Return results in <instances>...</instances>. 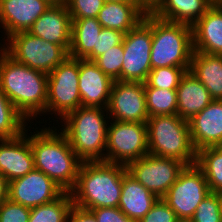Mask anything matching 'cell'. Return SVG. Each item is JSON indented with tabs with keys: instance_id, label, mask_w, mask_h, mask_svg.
<instances>
[{
	"instance_id": "35",
	"label": "cell",
	"mask_w": 222,
	"mask_h": 222,
	"mask_svg": "<svg viewBox=\"0 0 222 222\" xmlns=\"http://www.w3.org/2000/svg\"><path fill=\"white\" fill-rule=\"evenodd\" d=\"M105 0H67L66 6L71 19L97 18Z\"/></svg>"
},
{
	"instance_id": "42",
	"label": "cell",
	"mask_w": 222,
	"mask_h": 222,
	"mask_svg": "<svg viewBox=\"0 0 222 222\" xmlns=\"http://www.w3.org/2000/svg\"><path fill=\"white\" fill-rule=\"evenodd\" d=\"M48 1L51 5H62L66 4L67 0H45Z\"/></svg>"
},
{
	"instance_id": "41",
	"label": "cell",
	"mask_w": 222,
	"mask_h": 222,
	"mask_svg": "<svg viewBox=\"0 0 222 222\" xmlns=\"http://www.w3.org/2000/svg\"><path fill=\"white\" fill-rule=\"evenodd\" d=\"M9 182L0 174V204L8 199Z\"/></svg>"
},
{
	"instance_id": "30",
	"label": "cell",
	"mask_w": 222,
	"mask_h": 222,
	"mask_svg": "<svg viewBox=\"0 0 222 222\" xmlns=\"http://www.w3.org/2000/svg\"><path fill=\"white\" fill-rule=\"evenodd\" d=\"M26 125H28L27 120L16 110L0 88V139L19 136L27 128Z\"/></svg>"
},
{
	"instance_id": "43",
	"label": "cell",
	"mask_w": 222,
	"mask_h": 222,
	"mask_svg": "<svg viewBox=\"0 0 222 222\" xmlns=\"http://www.w3.org/2000/svg\"><path fill=\"white\" fill-rule=\"evenodd\" d=\"M105 2L137 3L136 0H105Z\"/></svg>"
},
{
	"instance_id": "40",
	"label": "cell",
	"mask_w": 222,
	"mask_h": 222,
	"mask_svg": "<svg viewBox=\"0 0 222 222\" xmlns=\"http://www.w3.org/2000/svg\"><path fill=\"white\" fill-rule=\"evenodd\" d=\"M138 8L145 14H154L165 0H136Z\"/></svg>"
},
{
	"instance_id": "15",
	"label": "cell",
	"mask_w": 222,
	"mask_h": 222,
	"mask_svg": "<svg viewBox=\"0 0 222 222\" xmlns=\"http://www.w3.org/2000/svg\"><path fill=\"white\" fill-rule=\"evenodd\" d=\"M29 129L11 139H0V174L8 181L23 177L34 169ZM27 133V134H26Z\"/></svg>"
},
{
	"instance_id": "11",
	"label": "cell",
	"mask_w": 222,
	"mask_h": 222,
	"mask_svg": "<svg viewBox=\"0 0 222 222\" xmlns=\"http://www.w3.org/2000/svg\"><path fill=\"white\" fill-rule=\"evenodd\" d=\"M211 193L202 170L187 165L162 198L178 218H192L203 199Z\"/></svg>"
},
{
	"instance_id": "13",
	"label": "cell",
	"mask_w": 222,
	"mask_h": 222,
	"mask_svg": "<svg viewBox=\"0 0 222 222\" xmlns=\"http://www.w3.org/2000/svg\"><path fill=\"white\" fill-rule=\"evenodd\" d=\"M107 111L111 120L146 123L144 82L114 81Z\"/></svg>"
},
{
	"instance_id": "9",
	"label": "cell",
	"mask_w": 222,
	"mask_h": 222,
	"mask_svg": "<svg viewBox=\"0 0 222 222\" xmlns=\"http://www.w3.org/2000/svg\"><path fill=\"white\" fill-rule=\"evenodd\" d=\"M111 122L107 127L106 162L127 166L149 153L146 123Z\"/></svg>"
},
{
	"instance_id": "31",
	"label": "cell",
	"mask_w": 222,
	"mask_h": 222,
	"mask_svg": "<svg viewBox=\"0 0 222 222\" xmlns=\"http://www.w3.org/2000/svg\"><path fill=\"white\" fill-rule=\"evenodd\" d=\"M190 68L159 67L152 69L145 83L159 89L177 90L182 77Z\"/></svg>"
},
{
	"instance_id": "4",
	"label": "cell",
	"mask_w": 222,
	"mask_h": 222,
	"mask_svg": "<svg viewBox=\"0 0 222 222\" xmlns=\"http://www.w3.org/2000/svg\"><path fill=\"white\" fill-rule=\"evenodd\" d=\"M108 116L107 109L81 106L60 121L61 132L82 162H106Z\"/></svg>"
},
{
	"instance_id": "12",
	"label": "cell",
	"mask_w": 222,
	"mask_h": 222,
	"mask_svg": "<svg viewBox=\"0 0 222 222\" xmlns=\"http://www.w3.org/2000/svg\"><path fill=\"white\" fill-rule=\"evenodd\" d=\"M185 166L177 159L148 153L146 156L130 162L126 168L127 172L146 189L158 198H163Z\"/></svg>"
},
{
	"instance_id": "8",
	"label": "cell",
	"mask_w": 222,
	"mask_h": 222,
	"mask_svg": "<svg viewBox=\"0 0 222 222\" xmlns=\"http://www.w3.org/2000/svg\"><path fill=\"white\" fill-rule=\"evenodd\" d=\"M78 84L79 59L68 56L48 74L46 114L55 113L56 119L62 120L67 114L81 107Z\"/></svg>"
},
{
	"instance_id": "14",
	"label": "cell",
	"mask_w": 222,
	"mask_h": 222,
	"mask_svg": "<svg viewBox=\"0 0 222 222\" xmlns=\"http://www.w3.org/2000/svg\"><path fill=\"white\" fill-rule=\"evenodd\" d=\"M65 191L38 169L9 182L8 198L33 208L54 201Z\"/></svg>"
},
{
	"instance_id": "34",
	"label": "cell",
	"mask_w": 222,
	"mask_h": 222,
	"mask_svg": "<svg viewBox=\"0 0 222 222\" xmlns=\"http://www.w3.org/2000/svg\"><path fill=\"white\" fill-rule=\"evenodd\" d=\"M124 35L120 31L103 27L99 36H97L96 47L93 48L92 52L85 59L95 61L112 47L121 44Z\"/></svg>"
},
{
	"instance_id": "36",
	"label": "cell",
	"mask_w": 222,
	"mask_h": 222,
	"mask_svg": "<svg viewBox=\"0 0 222 222\" xmlns=\"http://www.w3.org/2000/svg\"><path fill=\"white\" fill-rule=\"evenodd\" d=\"M30 210L8 198L0 204V222H29Z\"/></svg>"
},
{
	"instance_id": "5",
	"label": "cell",
	"mask_w": 222,
	"mask_h": 222,
	"mask_svg": "<svg viewBox=\"0 0 222 222\" xmlns=\"http://www.w3.org/2000/svg\"><path fill=\"white\" fill-rule=\"evenodd\" d=\"M148 151L150 154L177 159L186 166L196 163V150L191 137L189 121L175 115L149 117L147 122Z\"/></svg>"
},
{
	"instance_id": "25",
	"label": "cell",
	"mask_w": 222,
	"mask_h": 222,
	"mask_svg": "<svg viewBox=\"0 0 222 222\" xmlns=\"http://www.w3.org/2000/svg\"><path fill=\"white\" fill-rule=\"evenodd\" d=\"M211 6L209 0H165L153 15L192 27Z\"/></svg>"
},
{
	"instance_id": "19",
	"label": "cell",
	"mask_w": 222,
	"mask_h": 222,
	"mask_svg": "<svg viewBox=\"0 0 222 222\" xmlns=\"http://www.w3.org/2000/svg\"><path fill=\"white\" fill-rule=\"evenodd\" d=\"M191 142L196 150L222 146V100H213L189 121Z\"/></svg>"
},
{
	"instance_id": "33",
	"label": "cell",
	"mask_w": 222,
	"mask_h": 222,
	"mask_svg": "<svg viewBox=\"0 0 222 222\" xmlns=\"http://www.w3.org/2000/svg\"><path fill=\"white\" fill-rule=\"evenodd\" d=\"M193 222H222V196L211 192L201 201L193 217Z\"/></svg>"
},
{
	"instance_id": "45",
	"label": "cell",
	"mask_w": 222,
	"mask_h": 222,
	"mask_svg": "<svg viewBox=\"0 0 222 222\" xmlns=\"http://www.w3.org/2000/svg\"><path fill=\"white\" fill-rule=\"evenodd\" d=\"M176 222H193L192 218H178Z\"/></svg>"
},
{
	"instance_id": "29",
	"label": "cell",
	"mask_w": 222,
	"mask_h": 222,
	"mask_svg": "<svg viewBox=\"0 0 222 222\" xmlns=\"http://www.w3.org/2000/svg\"><path fill=\"white\" fill-rule=\"evenodd\" d=\"M146 110L149 117L177 114L176 90L150 87L144 82Z\"/></svg>"
},
{
	"instance_id": "38",
	"label": "cell",
	"mask_w": 222,
	"mask_h": 222,
	"mask_svg": "<svg viewBox=\"0 0 222 222\" xmlns=\"http://www.w3.org/2000/svg\"><path fill=\"white\" fill-rule=\"evenodd\" d=\"M97 222H135L128 218L118 207H102L89 210Z\"/></svg>"
},
{
	"instance_id": "6",
	"label": "cell",
	"mask_w": 222,
	"mask_h": 222,
	"mask_svg": "<svg viewBox=\"0 0 222 222\" xmlns=\"http://www.w3.org/2000/svg\"><path fill=\"white\" fill-rule=\"evenodd\" d=\"M193 48L192 27L160 19L152 14L151 68H190Z\"/></svg>"
},
{
	"instance_id": "2",
	"label": "cell",
	"mask_w": 222,
	"mask_h": 222,
	"mask_svg": "<svg viewBox=\"0 0 222 222\" xmlns=\"http://www.w3.org/2000/svg\"><path fill=\"white\" fill-rule=\"evenodd\" d=\"M43 127L40 131L30 132L34 168L51 178L65 192H70L76 184L82 161L60 130Z\"/></svg>"
},
{
	"instance_id": "26",
	"label": "cell",
	"mask_w": 222,
	"mask_h": 222,
	"mask_svg": "<svg viewBox=\"0 0 222 222\" xmlns=\"http://www.w3.org/2000/svg\"><path fill=\"white\" fill-rule=\"evenodd\" d=\"M102 28L97 18L72 19L69 56L85 59L96 47L97 36Z\"/></svg>"
},
{
	"instance_id": "23",
	"label": "cell",
	"mask_w": 222,
	"mask_h": 222,
	"mask_svg": "<svg viewBox=\"0 0 222 222\" xmlns=\"http://www.w3.org/2000/svg\"><path fill=\"white\" fill-rule=\"evenodd\" d=\"M189 71L214 100H222V55L194 51Z\"/></svg>"
},
{
	"instance_id": "18",
	"label": "cell",
	"mask_w": 222,
	"mask_h": 222,
	"mask_svg": "<svg viewBox=\"0 0 222 222\" xmlns=\"http://www.w3.org/2000/svg\"><path fill=\"white\" fill-rule=\"evenodd\" d=\"M28 32L41 39L63 46H71L72 19L66 4L51 5L31 26Z\"/></svg>"
},
{
	"instance_id": "16",
	"label": "cell",
	"mask_w": 222,
	"mask_h": 222,
	"mask_svg": "<svg viewBox=\"0 0 222 222\" xmlns=\"http://www.w3.org/2000/svg\"><path fill=\"white\" fill-rule=\"evenodd\" d=\"M51 6L45 0H0V27L9 36L28 31Z\"/></svg>"
},
{
	"instance_id": "44",
	"label": "cell",
	"mask_w": 222,
	"mask_h": 222,
	"mask_svg": "<svg viewBox=\"0 0 222 222\" xmlns=\"http://www.w3.org/2000/svg\"><path fill=\"white\" fill-rule=\"evenodd\" d=\"M213 6H222V0H209Z\"/></svg>"
},
{
	"instance_id": "24",
	"label": "cell",
	"mask_w": 222,
	"mask_h": 222,
	"mask_svg": "<svg viewBox=\"0 0 222 222\" xmlns=\"http://www.w3.org/2000/svg\"><path fill=\"white\" fill-rule=\"evenodd\" d=\"M144 15L137 3L105 2L97 20L104 28L126 34L143 20Z\"/></svg>"
},
{
	"instance_id": "37",
	"label": "cell",
	"mask_w": 222,
	"mask_h": 222,
	"mask_svg": "<svg viewBox=\"0 0 222 222\" xmlns=\"http://www.w3.org/2000/svg\"><path fill=\"white\" fill-rule=\"evenodd\" d=\"M176 213L159 198L150 211L139 222H176Z\"/></svg>"
},
{
	"instance_id": "22",
	"label": "cell",
	"mask_w": 222,
	"mask_h": 222,
	"mask_svg": "<svg viewBox=\"0 0 222 222\" xmlns=\"http://www.w3.org/2000/svg\"><path fill=\"white\" fill-rule=\"evenodd\" d=\"M176 93L177 115L186 121H190L214 100L205 86L190 71L182 77Z\"/></svg>"
},
{
	"instance_id": "7",
	"label": "cell",
	"mask_w": 222,
	"mask_h": 222,
	"mask_svg": "<svg viewBox=\"0 0 222 222\" xmlns=\"http://www.w3.org/2000/svg\"><path fill=\"white\" fill-rule=\"evenodd\" d=\"M5 42L1 48L15 61L47 74L69 56L63 46L47 42L28 31L15 33Z\"/></svg>"
},
{
	"instance_id": "21",
	"label": "cell",
	"mask_w": 222,
	"mask_h": 222,
	"mask_svg": "<svg viewBox=\"0 0 222 222\" xmlns=\"http://www.w3.org/2000/svg\"><path fill=\"white\" fill-rule=\"evenodd\" d=\"M159 198L146 189L127 171L122 181V191L118 208L130 219L139 222L154 206Z\"/></svg>"
},
{
	"instance_id": "39",
	"label": "cell",
	"mask_w": 222,
	"mask_h": 222,
	"mask_svg": "<svg viewBox=\"0 0 222 222\" xmlns=\"http://www.w3.org/2000/svg\"><path fill=\"white\" fill-rule=\"evenodd\" d=\"M68 222H97L95 216L88 210L73 205L70 210Z\"/></svg>"
},
{
	"instance_id": "28",
	"label": "cell",
	"mask_w": 222,
	"mask_h": 222,
	"mask_svg": "<svg viewBox=\"0 0 222 222\" xmlns=\"http://www.w3.org/2000/svg\"><path fill=\"white\" fill-rule=\"evenodd\" d=\"M73 205L70 192H64L52 202L31 208L29 222H68Z\"/></svg>"
},
{
	"instance_id": "1",
	"label": "cell",
	"mask_w": 222,
	"mask_h": 222,
	"mask_svg": "<svg viewBox=\"0 0 222 222\" xmlns=\"http://www.w3.org/2000/svg\"><path fill=\"white\" fill-rule=\"evenodd\" d=\"M0 49L2 92L28 122L46 114L48 74L15 61Z\"/></svg>"
},
{
	"instance_id": "20",
	"label": "cell",
	"mask_w": 222,
	"mask_h": 222,
	"mask_svg": "<svg viewBox=\"0 0 222 222\" xmlns=\"http://www.w3.org/2000/svg\"><path fill=\"white\" fill-rule=\"evenodd\" d=\"M195 52L222 55V6H211L192 26Z\"/></svg>"
},
{
	"instance_id": "10",
	"label": "cell",
	"mask_w": 222,
	"mask_h": 222,
	"mask_svg": "<svg viewBox=\"0 0 222 222\" xmlns=\"http://www.w3.org/2000/svg\"><path fill=\"white\" fill-rule=\"evenodd\" d=\"M152 14L124 35L121 81L145 82L151 68Z\"/></svg>"
},
{
	"instance_id": "3",
	"label": "cell",
	"mask_w": 222,
	"mask_h": 222,
	"mask_svg": "<svg viewBox=\"0 0 222 222\" xmlns=\"http://www.w3.org/2000/svg\"><path fill=\"white\" fill-rule=\"evenodd\" d=\"M125 165L105 161L82 162L70 191L74 206L84 210L118 207Z\"/></svg>"
},
{
	"instance_id": "32",
	"label": "cell",
	"mask_w": 222,
	"mask_h": 222,
	"mask_svg": "<svg viewBox=\"0 0 222 222\" xmlns=\"http://www.w3.org/2000/svg\"><path fill=\"white\" fill-rule=\"evenodd\" d=\"M124 59L123 42L109 49L94 62L98 68L113 81L121 80V68Z\"/></svg>"
},
{
	"instance_id": "17",
	"label": "cell",
	"mask_w": 222,
	"mask_h": 222,
	"mask_svg": "<svg viewBox=\"0 0 222 222\" xmlns=\"http://www.w3.org/2000/svg\"><path fill=\"white\" fill-rule=\"evenodd\" d=\"M114 81L94 61L79 59V93L83 107L107 109Z\"/></svg>"
},
{
	"instance_id": "27",
	"label": "cell",
	"mask_w": 222,
	"mask_h": 222,
	"mask_svg": "<svg viewBox=\"0 0 222 222\" xmlns=\"http://www.w3.org/2000/svg\"><path fill=\"white\" fill-rule=\"evenodd\" d=\"M195 164L202 170L210 191L222 194V146L198 150Z\"/></svg>"
}]
</instances>
